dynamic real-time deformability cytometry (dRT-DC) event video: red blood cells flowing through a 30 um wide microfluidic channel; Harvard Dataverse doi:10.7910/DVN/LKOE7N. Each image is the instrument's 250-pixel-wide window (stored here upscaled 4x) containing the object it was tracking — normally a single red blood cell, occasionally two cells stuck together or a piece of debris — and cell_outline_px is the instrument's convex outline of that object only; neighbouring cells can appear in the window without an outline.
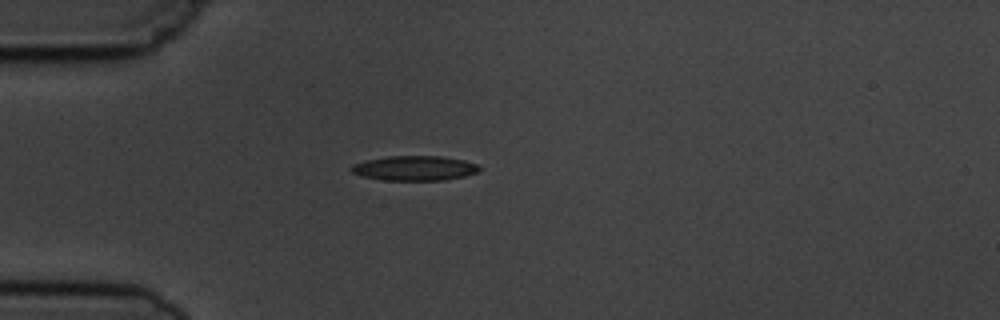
{"species": "common noctule bat (a hibernating species)", "species_latin": "Nyctalus noctula", "temperature_condition": "cold", "stored_images_in_passage": 1, "camera_frame_rate_fps": 3000, "um_per_image_px": 0.085, "animal": {"sex": "male", "body_mass_g": 19.5, "forearm_length_mm": 54.6}, "frame": {"image": 1, "passage_image": 1, "time_ms": 0.0, "image_size_px": [1000, 320], "cell_outline_px": [[480, 168], [476, 172], [464, 176], [444, 180], [384, 180], [360, 176], [352, 172], [352, 164], [364, 160], [388, 156], [440, 156], [464, 160], [476, 164]], "centroid_in_image_um": [35.2, 14.29], "position_along_channel_um": 49.8, "area_um2": 18.38}}